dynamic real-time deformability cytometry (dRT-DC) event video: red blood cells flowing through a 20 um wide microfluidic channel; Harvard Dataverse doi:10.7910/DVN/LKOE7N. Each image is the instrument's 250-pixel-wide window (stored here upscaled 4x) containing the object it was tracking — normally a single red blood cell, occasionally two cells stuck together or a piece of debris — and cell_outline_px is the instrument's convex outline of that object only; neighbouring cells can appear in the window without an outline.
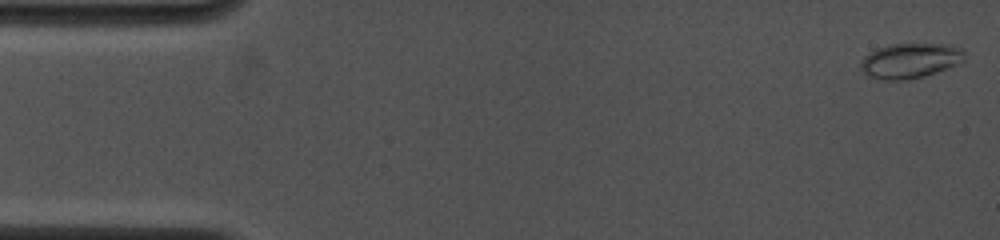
{"species": "common noctule bat (a hibernating species)", "species_latin": "Nyctalus noctula", "temperature_condition": "cold", "stored_images_in_passage": 35, "camera_frame_rate_fps": 4000, "um_per_image_px": 0.085, "animal": {"sex": "female", "body_mass_g": 19.0, "forearm_length_mm": 53.3}, "frame": {"image": 1, "passage_image": 2, "time_ms": 0.25, "image_size_px": [1000, 240], "cell_outline_px": [[964, 60], [960, 64], [924, 76], [904, 80], [880, 80], [864, 72], [860, 68], [860, 60], [868, 52], [876, 48], [888, 44], [948, 44], [964, 48]], "centroid_in_image_um": [77.37, 5.14], "position_along_channel_um": 7.6, "area_um2": 21.44}}
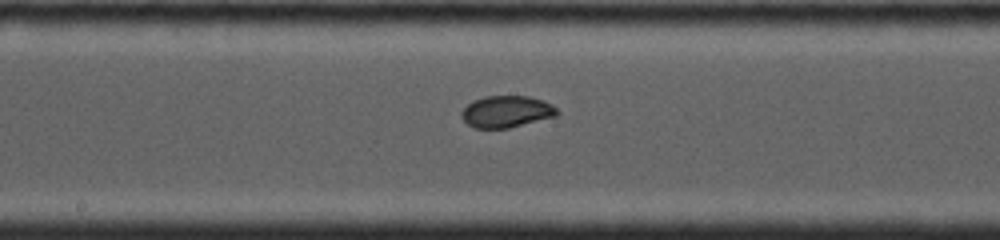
{"frame": {"image": 2, "passage_image": 19, "time_ms": 8.25, "image_size_px": [1000, 240], "cell_outline_px": [[560, 112], [556, 116], [508, 128], [472, 128], [460, 116], [460, 112], [472, 100], [484, 96], [528, 96], [552, 104]], "centroid_in_image_um": [43.02, 9.49], "position_along_channel_um": 205.2, "area_um2": 17.69}}
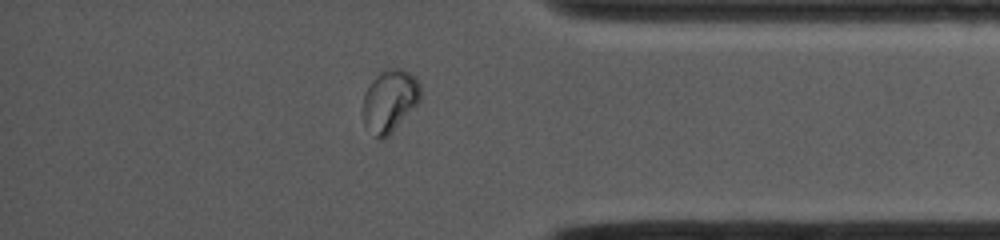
{"frame": {"image": 3, "passage_image": 31, "time_ms": 13.25, "image_size_px": [1000, 240], "cell_outline_px": [[420, 100], [392, 132], [388, 136], [380, 140], [364, 124], [364, 92], [372, 80], [380, 72], [392, 68], [400, 68], [416, 76], [420, 84]], "centroid_in_image_um": [33.14, 8.54], "position_along_channel_um": 402.1, "area_um2": 20.58}, "authors_computed_cell_mechanics": {"area_um2": 18.5538, "velocity_mm_per_s": 4.0624, "shape_relaxation_time_tau1_ms": 10.0961, "shape_relaxation_time_tau2_ms": null, "deformation_change_tau1": 0.2148, "deformation_change_tau2": null}}